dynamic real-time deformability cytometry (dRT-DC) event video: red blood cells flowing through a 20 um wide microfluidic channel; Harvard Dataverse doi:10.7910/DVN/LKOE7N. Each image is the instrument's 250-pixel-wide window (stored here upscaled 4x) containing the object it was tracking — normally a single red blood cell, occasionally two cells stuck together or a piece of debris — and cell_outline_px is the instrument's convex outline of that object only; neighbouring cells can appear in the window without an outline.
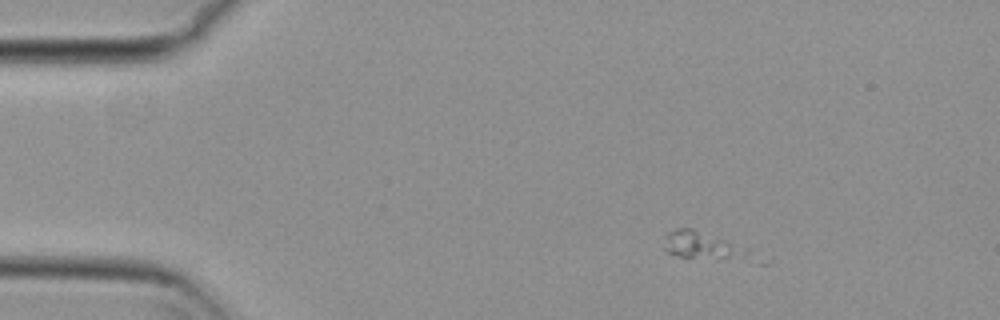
{"species": "common noctule bat (a hibernating species)", "species_latin": "Nyctalus noctula", "temperature_condition": "cold", "stored_images_in_passage": 3, "camera_frame_rate_fps": 3000, "um_per_image_px": 0.085, "animal": {"sex": "female", "body_mass_g": 29.2, "forearm_length_mm": 56.3}, "frame": {"image": 1, "passage_image": 1, "time_ms": 0.0, "image_size_px": [1000, 320], "cell_outline_px": [[736, 252], [728, 256], [676, 256], [668, 252], [664, 248], [668, 232], [676, 228], [692, 228], [724, 240], [736, 248]], "centroid_in_image_um": [59.19, 20.73], "position_along_channel_um": 25.8, "area_um2": 10.92}}